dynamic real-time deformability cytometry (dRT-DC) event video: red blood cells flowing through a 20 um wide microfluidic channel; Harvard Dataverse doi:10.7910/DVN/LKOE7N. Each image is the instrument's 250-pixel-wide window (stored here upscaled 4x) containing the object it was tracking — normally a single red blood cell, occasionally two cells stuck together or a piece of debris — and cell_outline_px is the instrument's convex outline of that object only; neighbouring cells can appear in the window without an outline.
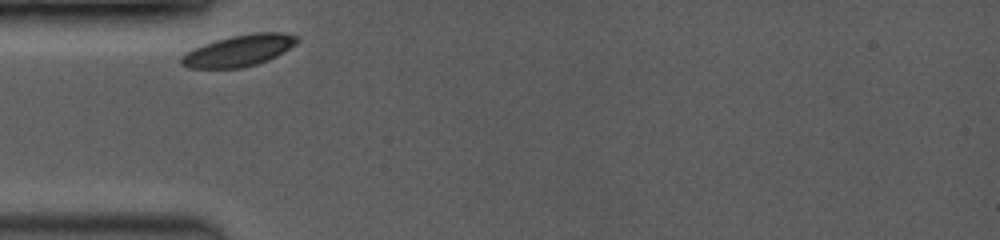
{"species": "common noctule bat (a hibernating species)", "species_latin": "Nyctalus noctula", "temperature_condition": "room temperature", "stored_images_in_passage": 7, "camera_frame_rate_fps": 3500, "um_per_image_px": 0.085, "animal": {"sex": "female", "body_mass_g": 19.0, "forearm_length_mm": 53.3}, "frame": {"image": 1, "passage_image": 1, "time_ms": 0.0, "image_size_px": [1000, 240], "cell_outline_px": [[300, 40], [296, 44], [276, 56], [268, 60], [256, 64], [240, 68], [188, 68], [180, 64], [180, 56], [184, 52], [204, 44], [216, 40], [232, 36], [252, 32], [280, 32], [300, 36]], "centroid_in_image_um": [20.3, 4.29], "position_along_channel_um": 64.7, "area_um2": 21.33}}